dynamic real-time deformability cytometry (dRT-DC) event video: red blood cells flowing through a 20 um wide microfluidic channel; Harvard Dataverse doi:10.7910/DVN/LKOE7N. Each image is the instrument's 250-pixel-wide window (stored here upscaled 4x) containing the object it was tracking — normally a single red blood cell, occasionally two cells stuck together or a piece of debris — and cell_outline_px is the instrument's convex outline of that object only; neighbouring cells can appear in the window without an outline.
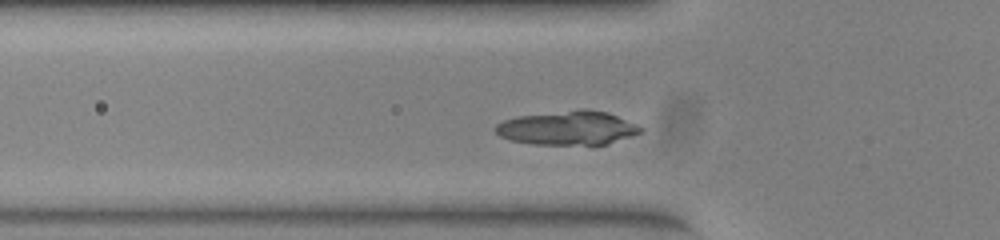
{"species": "common noctule bat (a hibernating species)", "species_latin": "Nyctalus noctula", "temperature_condition": "warm", "stored_images_in_passage": 47, "camera_frame_rate_fps": 3000, "um_per_image_px": 0.085, "animal": {"sex": "female", "body_mass_g": 23.0, "forearm_length_mm": 53.4}, "frame": {"image": 1, "passage_image": 11, "time_ms": 3.333, "image_size_px": [1000, 240], "cell_outline_px": [[644, 132], [632, 136], [604, 144], [532, 144], [508, 140], [500, 136], [492, 128], [496, 124], [504, 120], [516, 116], [580, 108], [584, 108], [608, 112], [636, 124], [644, 128]], "centroid_in_image_um": [48.24, 10.86], "position_along_channel_um": 77.6, "area_um2": 29.02}}
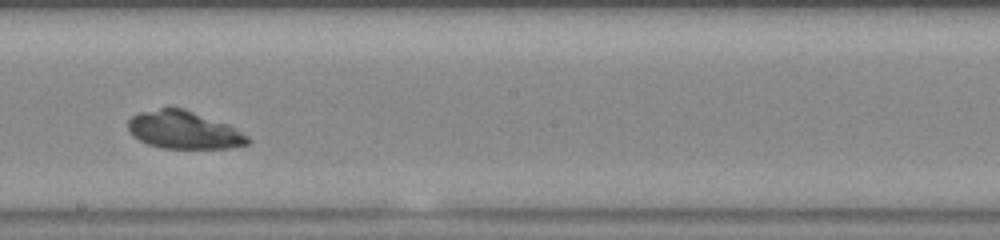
{"frame": {"image": 2, "passage_image": 23, "time_ms": 7.333, "image_size_px": [1000, 240], "cell_outline_px": [[252, 140], [248, 144], [228, 148], [160, 148], [148, 144], [132, 136], [128, 132], [128, 120], [132, 116], [140, 112], [160, 108], [184, 108], [228, 124], [248, 136]], "centroid_in_image_um": [15.62, 11.05], "position_along_channel_um": 232.6, "area_um2": 26.36}}
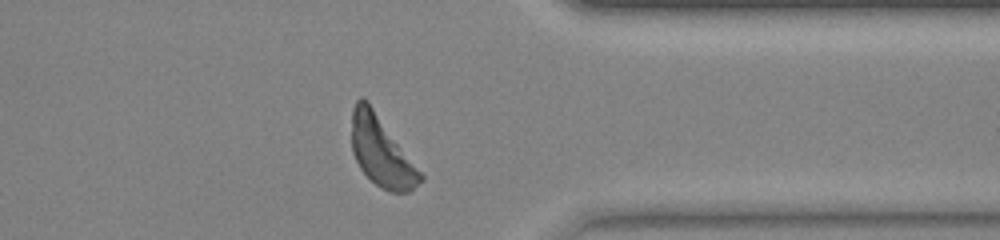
{"frame": {"image": 3, "passage_image": 35, "time_ms": 11.333, "image_size_px": [1000, 240], "cell_outline_px": [[424, 180], [408, 192], [388, 192], [376, 184], [360, 168], [352, 152], [352, 108], [356, 100], [360, 96], [368, 100], [424, 176]], "centroid_in_image_um": [32.41, 12.86], "position_along_channel_um": 379.0, "area_um2": 27.8}, "authors_computed_cell_mechanics": {"area_um2": 26.8192, "velocity_mm_per_s": 3.8786, "shape_relaxation_time_tau1_ms": 5.2798, "shape_relaxation_time_tau2_ms": null, "deformation_change_tau1": 0.1526, "deformation_change_tau2": null}}